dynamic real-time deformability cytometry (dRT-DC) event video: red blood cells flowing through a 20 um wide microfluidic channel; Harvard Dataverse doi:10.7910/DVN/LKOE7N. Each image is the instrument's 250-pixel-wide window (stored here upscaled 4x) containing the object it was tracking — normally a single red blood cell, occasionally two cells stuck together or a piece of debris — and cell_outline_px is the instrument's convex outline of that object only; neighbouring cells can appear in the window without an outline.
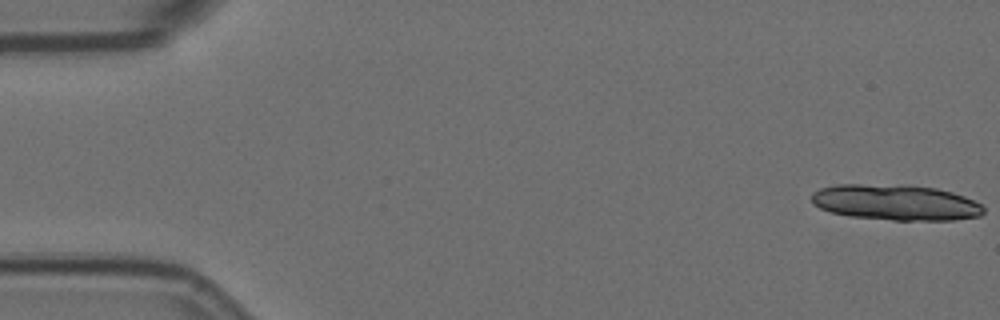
{"species": "Egyptian fruit bat (a non-hibernating species)", "species_latin": "Rousettus aegyptiacus", "temperature_condition": "room temperature", "stored_images_in_passage": 16, "camera_frame_rate_fps": 3000, "um_per_image_px": 0.085, "animal": {"sex": "female"}, "frame": {"image": 1, "passage_image": 1, "time_ms": 0.0, "image_size_px": [1000, 320], "cell_outline_px": [[984, 212], [980, 216], [952, 220], [892, 220], [848, 216], [828, 212], [812, 204], [812, 192], [820, 188], [836, 184], [908, 184], [936, 188], [952, 192], [964, 196], [980, 204], [984, 208]], "centroid_in_image_um": [76.09, 17.2], "position_along_channel_um": 8.9, "area_um2": 36.24}}